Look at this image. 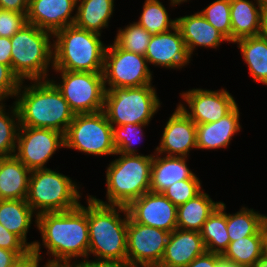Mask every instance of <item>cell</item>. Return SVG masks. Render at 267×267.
Returning a JSON list of instances; mask_svg holds the SVG:
<instances>
[{"label":"cell","mask_w":267,"mask_h":267,"mask_svg":"<svg viewBox=\"0 0 267 267\" xmlns=\"http://www.w3.org/2000/svg\"><path fill=\"white\" fill-rule=\"evenodd\" d=\"M262 7H267V0H261Z\"/></svg>","instance_id":"54"},{"label":"cell","mask_w":267,"mask_h":267,"mask_svg":"<svg viewBox=\"0 0 267 267\" xmlns=\"http://www.w3.org/2000/svg\"><path fill=\"white\" fill-rule=\"evenodd\" d=\"M137 23L149 33L159 34L176 27L177 20L169 18L166 8L159 0H146Z\"/></svg>","instance_id":"32"},{"label":"cell","mask_w":267,"mask_h":267,"mask_svg":"<svg viewBox=\"0 0 267 267\" xmlns=\"http://www.w3.org/2000/svg\"><path fill=\"white\" fill-rule=\"evenodd\" d=\"M254 81L267 86V39L261 35L235 41Z\"/></svg>","instance_id":"29"},{"label":"cell","mask_w":267,"mask_h":267,"mask_svg":"<svg viewBox=\"0 0 267 267\" xmlns=\"http://www.w3.org/2000/svg\"><path fill=\"white\" fill-rule=\"evenodd\" d=\"M240 113L236 105L227 115L217 122L197 124V148L214 150L228 147L232 136L240 132Z\"/></svg>","instance_id":"21"},{"label":"cell","mask_w":267,"mask_h":267,"mask_svg":"<svg viewBox=\"0 0 267 267\" xmlns=\"http://www.w3.org/2000/svg\"><path fill=\"white\" fill-rule=\"evenodd\" d=\"M29 0H0V9L27 14Z\"/></svg>","instance_id":"43"},{"label":"cell","mask_w":267,"mask_h":267,"mask_svg":"<svg viewBox=\"0 0 267 267\" xmlns=\"http://www.w3.org/2000/svg\"><path fill=\"white\" fill-rule=\"evenodd\" d=\"M163 156L158 153L153 154L150 178L151 192L163 193L177 181L199 179L187 166V157L165 156L164 154Z\"/></svg>","instance_id":"22"},{"label":"cell","mask_w":267,"mask_h":267,"mask_svg":"<svg viewBox=\"0 0 267 267\" xmlns=\"http://www.w3.org/2000/svg\"><path fill=\"white\" fill-rule=\"evenodd\" d=\"M191 148H197L196 124L177 106L155 151L165 156L187 157Z\"/></svg>","instance_id":"16"},{"label":"cell","mask_w":267,"mask_h":267,"mask_svg":"<svg viewBox=\"0 0 267 267\" xmlns=\"http://www.w3.org/2000/svg\"><path fill=\"white\" fill-rule=\"evenodd\" d=\"M252 267H267V260L261 257Z\"/></svg>","instance_id":"50"},{"label":"cell","mask_w":267,"mask_h":267,"mask_svg":"<svg viewBox=\"0 0 267 267\" xmlns=\"http://www.w3.org/2000/svg\"><path fill=\"white\" fill-rule=\"evenodd\" d=\"M126 208L129 217L138 224L170 233L177 229V207L163 193L146 192Z\"/></svg>","instance_id":"15"},{"label":"cell","mask_w":267,"mask_h":267,"mask_svg":"<svg viewBox=\"0 0 267 267\" xmlns=\"http://www.w3.org/2000/svg\"><path fill=\"white\" fill-rule=\"evenodd\" d=\"M31 172L15 155L0 158V200L26 199Z\"/></svg>","instance_id":"23"},{"label":"cell","mask_w":267,"mask_h":267,"mask_svg":"<svg viewBox=\"0 0 267 267\" xmlns=\"http://www.w3.org/2000/svg\"><path fill=\"white\" fill-rule=\"evenodd\" d=\"M267 223V215L242 207L235 214H227V232L230 242L255 235Z\"/></svg>","instance_id":"31"},{"label":"cell","mask_w":267,"mask_h":267,"mask_svg":"<svg viewBox=\"0 0 267 267\" xmlns=\"http://www.w3.org/2000/svg\"><path fill=\"white\" fill-rule=\"evenodd\" d=\"M201 191V182L199 179H186L177 181L168 187L163 194L176 206L183 205L188 200L194 198Z\"/></svg>","instance_id":"37"},{"label":"cell","mask_w":267,"mask_h":267,"mask_svg":"<svg viewBox=\"0 0 267 267\" xmlns=\"http://www.w3.org/2000/svg\"><path fill=\"white\" fill-rule=\"evenodd\" d=\"M219 204L220 202H214L207 193L201 191L177 207V228L200 232L209 215Z\"/></svg>","instance_id":"27"},{"label":"cell","mask_w":267,"mask_h":267,"mask_svg":"<svg viewBox=\"0 0 267 267\" xmlns=\"http://www.w3.org/2000/svg\"><path fill=\"white\" fill-rule=\"evenodd\" d=\"M225 208V203L220 202L202 226L200 235L203 239L206 252L222 255L230 243Z\"/></svg>","instance_id":"28"},{"label":"cell","mask_w":267,"mask_h":267,"mask_svg":"<svg viewBox=\"0 0 267 267\" xmlns=\"http://www.w3.org/2000/svg\"><path fill=\"white\" fill-rule=\"evenodd\" d=\"M0 248L14 251L18 256L24 255L30 248L15 234L0 224Z\"/></svg>","instance_id":"40"},{"label":"cell","mask_w":267,"mask_h":267,"mask_svg":"<svg viewBox=\"0 0 267 267\" xmlns=\"http://www.w3.org/2000/svg\"><path fill=\"white\" fill-rule=\"evenodd\" d=\"M42 245L51 254V265H75L77 257L88 258L89 232L88 207H78L61 212L42 213L35 217ZM75 262H71V259ZM71 263V264H70Z\"/></svg>","instance_id":"1"},{"label":"cell","mask_w":267,"mask_h":267,"mask_svg":"<svg viewBox=\"0 0 267 267\" xmlns=\"http://www.w3.org/2000/svg\"><path fill=\"white\" fill-rule=\"evenodd\" d=\"M183 2H187V0H170V5L176 6V5L181 4Z\"/></svg>","instance_id":"51"},{"label":"cell","mask_w":267,"mask_h":267,"mask_svg":"<svg viewBox=\"0 0 267 267\" xmlns=\"http://www.w3.org/2000/svg\"><path fill=\"white\" fill-rule=\"evenodd\" d=\"M76 8L74 25L101 35V29L108 27L113 15L114 0H77Z\"/></svg>","instance_id":"26"},{"label":"cell","mask_w":267,"mask_h":267,"mask_svg":"<svg viewBox=\"0 0 267 267\" xmlns=\"http://www.w3.org/2000/svg\"><path fill=\"white\" fill-rule=\"evenodd\" d=\"M115 155H119V158L110 162L106 171L108 202L91 197L104 205L127 207L132 201L150 191L153 155L122 153Z\"/></svg>","instance_id":"5"},{"label":"cell","mask_w":267,"mask_h":267,"mask_svg":"<svg viewBox=\"0 0 267 267\" xmlns=\"http://www.w3.org/2000/svg\"><path fill=\"white\" fill-rule=\"evenodd\" d=\"M75 7L77 0H29L27 23L55 33L74 25L76 14H71Z\"/></svg>","instance_id":"18"},{"label":"cell","mask_w":267,"mask_h":267,"mask_svg":"<svg viewBox=\"0 0 267 267\" xmlns=\"http://www.w3.org/2000/svg\"><path fill=\"white\" fill-rule=\"evenodd\" d=\"M144 56L147 63L168 69L183 68L191 58L177 26L164 33L152 34Z\"/></svg>","instance_id":"17"},{"label":"cell","mask_w":267,"mask_h":267,"mask_svg":"<svg viewBox=\"0 0 267 267\" xmlns=\"http://www.w3.org/2000/svg\"><path fill=\"white\" fill-rule=\"evenodd\" d=\"M35 244L32 249H29L24 255L19 256L11 267H39L41 257V244L34 241ZM51 264L47 262L43 267H49Z\"/></svg>","instance_id":"41"},{"label":"cell","mask_w":267,"mask_h":267,"mask_svg":"<svg viewBox=\"0 0 267 267\" xmlns=\"http://www.w3.org/2000/svg\"><path fill=\"white\" fill-rule=\"evenodd\" d=\"M96 156L115 155L112 125L105 113L75 114L64 134V148Z\"/></svg>","instance_id":"9"},{"label":"cell","mask_w":267,"mask_h":267,"mask_svg":"<svg viewBox=\"0 0 267 267\" xmlns=\"http://www.w3.org/2000/svg\"><path fill=\"white\" fill-rule=\"evenodd\" d=\"M18 257L14 251L0 248V267H11Z\"/></svg>","instance_id":"46"},{"label":"cell","mask_w":267,"mask_h":267,"mask_svg":"<svg viewBox=\"0 0 267 267\" xmlns=\"http://www.w3.org/2000/svg\"><path fill=\"white\" fill-rule=\"evenodd\" d=\"M200 13L228 42H231L230 0H216Z\"/></svg>","instance_id":"36"},{"label":"cell","mask_w":267,"mask_h":267,"mask_svg":"<svg viewBox=\"0 0 267 267\" xmlns=\"http://www.w3.org/2000/svg\"><path fill=\"white\" fill-rule=\"evenodd\" d=\"M170 232L134 222L127 226V263L131 267L160 264Z\"/></svg>","instance_id":"13"},{"label":"cell","mask_w":267,"mask_h":267,"mask_svg":"<svg viewBox=\"0 0 267 267\" xmlns=\"http://www.w3.org/2000/svg\"><path fill=\"white\" fill-rule=\"evenodd\" d=\"M60 83L50 80L61 92L74 114L95 113L104 108L105 86L102 72L55 70Z\"/></svg>","instance_id":"10"},{"label":"cell","mask_w":267,"mask_h":267,"mask_svg":"<svg viewBox=\"0 0 267 267\" xmlns=\"http://www.w3.org/2000/svg\"><path fill=\"white\" fill-rule=\"evenodd\" d=\"M60 147L64 148V134L57 130L19 127L14 155L30 171L47 169L44 165Z\"/></svg>","instance_id":"12"},{"label":"cell","mask_w":267,"mask_h":267,"mask_svg":"<svg viewBox=\"0 0 267 267\" xmlns=\"http://www.w3.org/2000/svg\"><path fill=\"white\" fill-rule=\"evenodd\" d=\"M262 258L267 260V232L265 233V238L263 241Z\"/></svg>","instance_id":"49"},{"label":"cell","mask_w":267,"mask_h":267,"mask_svg":"<svg viewBox=\"0 0 267 267\" xmlns=\"http://www.w3.org/2000/svg\"><path fill=\"white\" fill-rule=\"evenodd\" d=\"M205 252L206 248L200 232L177 228L169 234L165 252L159 265L185 267Z\"/></svg>","instance_id":"19"},{"label":"cell","mask_w":267,"mask_h":267,"mask_svg":"<svg viewBox=\"0 0 267 267\" xmlns=\"http://www.w3.org/2000/svg\"><path fill=\"white\" fill-rule=\"evenodd\" d=\"M51 37L52 32L29 23L11 37L12 71L21 82L48 80L50 64L53 67Z\"/></svg>","instance_id":"6"},{"label":"cell","mask_w":267,"mask_h":267,"mask_svg":"<svg viewBox=\"0 0 267 267\" xmlns=\"http://www.w3.org/2000/svg\"><path fill=\"white\" fill-rule=\"evenodd\" d=\"M217 267H243V266L237 265L233 261L226 259L221 255L217 260Z\"/></svg>","instance_id":"48"},{"label":"cell","mask_w":267,"mask_h":267,"mask_svg":"<svg viewBox=\"0 0 267 267\" xmlns=\"http://www.w3.org/2000/svg\"><path fill=\"white\" fill-rule=\"evenodd\" d=\"M262 37L267 39V7H263L261 15L260 33Z\"/></svg>","instance_id":"47"},{"label":"cell","mask_w":267,"mask_h":267,"mask_svg":"<svg viewBox=\"0 0 267 267\" xmlns=\"http://www.w3.org/2000/svg\"><path fill=\"white\" fill-rule=\"evenodd\" d=\"M115 42L120 48L139 55H145L150 38L152 36L144 27L137 22L127 25L124 29H119Z\"/></svg>","instance_id":"34"},{"label":"cell","mask_w":267,"mask_h":267,"mask_svg":"<svg viewBox=\"0 0 267 267\" xmlns=\"http://www.w3.org/2000/svg\"><path fill=\"white\" fill-rule=\"evenodd\" d=\"M152 85L131 88H112L105 91L104 108L112 126L149 124L161 106Z\"/></svg>","instance_id":"8"},{"label":"cell","mask_w":267,"mask_h":267,"mask_svg":"<svg viewBox=\"0 0 267 267\" xmlns=\"http://www.w3.org/2000/svg\"><path fill=\"white\" fill-rule=\"evenodd\" d=\"M23 83L14 102L20 127L47 128L65 134L75 114L57 87L49 79L31 81L30 86Z\"/></svg>","instance_id":"2"},{"label":"cell","mask_w":267,"mask_h":267,"mask_svg":"<svg viewBox=\"0 0 267 267\" xmlns=\"http://www.w3.org/2000/svg\"><path fill=\"white\" fill-rule=\"evenodd\" d=\"M34 214L26 199L0 200V224L17 235L30 249L35 242L28 243L26 239Z\"/></svg>","instance_id":"25"},{"label":"cell","mask_w":267,"mask_h":267,"mask_svg":"<svg viewBox=\"0 0 267 267\" xmlns=\"http://www.w3.org/2000/svg\"><path fill=\"white\" fill-rule=\"evenodd\" d=\"M180 95L190 111L181 102L178 106L196 125L217 122L237 105L233 96L224 88L219 91L194 88Z\"/></svg>","instance_id":"14"},{"label":"cell","mask_w":267,"mask_h":267,"mask_svg":"<svg viewBox=\"0 0 267 267\" xmlns=\"http://www.w3.org/2000/svg\"><path fill=\"white\" fill-rule=\"evenodd\" d=\"M190 57L196 47L217 48L222 41L228 40L213 27L200 12L176 18Z\"/></svg>","instance_id":"20"},{"label":"cell","mask_w":267,"mask_h":267,"mask_svg":"<svg viewBox=\"0 0 267 267\" xmlns=\"http://www.w3.org/2000/svg\"><path fill=\"white\" fill-rule=\"evenodd\" d=\"M74 265V267H131L128 263L122 262H109V261H92L85 260L80 261Z\"/></svg>","instance_id":"45"},{"label":"cell","mask_w":267,"mask_h":267,"mask_svg":"<svg viewBox=\"0 0 267 267\" xmlns=\"http://www.w3.org/2000/svg\"><path fill=\"white\" fill-rule=\"evenodd\" d=\"M256 4L249 0H230L231 42L259 35L263 7L261 0H256Z\"/></svg>","instance_id":"24"},{"label":"cell","mask_w":267,"mask_h":267,"mask_svg":"<svg viewBox=\"0 0 267 267\" xmlns=\"http://www.w3.org/2000/svg\"><path fill=\"white\" fill-rule=\"evenodd\" d=\"M100 34L70 25L53 33V69L103 72L107 46Z\"/></svg>","instance_id":"4"},{"label":"cell","mask_w":267,"mask_h":267,"mask_svg":"<svg viewBox=\"0 0 267 267\" xmlns=\"http://www.w3.org/2000/svg\"><path fill=\"white\" fill-rule=\"evenodd\" d=\"M0 63L12 68L11 38L0 37Z\"/></svg>","instance_id":"44"},{"label":"cell","mask_w":267,"mask_h":267,"mask_svg":"<svg viewBox=\"0 0 267 267\" xmlns=\"http://www.w3.org/2000/svg\"><path fill=\"white\" fill-rule=\"evenodd\" d=\"M49 267H74V265H50Z\"/></svg>","instance_id":"52"},{"label":"cell","mask_w":267,"mask_h":267,"mask_svg":"<svg viewBox=\"0 0 267 267\" xmlns=\"http://www.w3.org/2000/svg\"><path fill=\"white\" fill-rule=\"evenodd\" d=\"M102 73L105 90L152 85L145 56L126 51L115 42L106 48Z\"/></svg>","instance_id":"11"},{"label":"cell","mask_w":267,"mask_h":267,"mask_svg":"<svg viewBox=\"0 0 267 267\" xmlns=\"http://www.w3.org/2000/svg\"><path fill=\"white\" fill-rule=\"evenodd\" d=\"M27 14L0 9V37L11 38L27 23Z\"/></svg>","instance_id":"38"},{"label":"cell","mask_w":267,"mask_h":267,"mask_svg":"<svg viewBox=\"0 0 267 267\" xmlns=\"http://www.w3.org/2000/svg\"><path fill=\"white\" fill-rule=\"evenodd\" d=\"M148 124H123L121 126H112L113 145L116 148V153L122 154H138L137 150L132 147L139 143L142 138V128Z\"/></svg>","instance_id":"35"},{"label":"cell","mask_w":267,"mask_h":267,"mask_svg":"<svg viewBox=\"0 0 267 267\" xmlns=\"http://www.w3.org/2000/svg\"><path fill=\"white\" fill-rule=\"evenodd\" d=\"M220 256V254L205 252L185 267H217V260Z\"/></svg>","instance_id":"42"},{"label":"cell","mask_w":267,"mask_h":267,"mask_svg":"<svg viewBox=\"0 0 267 267\" xmlns=\"http://www.w3.org/2000/svg\"><path fill=\"white\" fill-rule=\"evenodd\" d=\"M21 81L12 68L0 63V102L10 97H16Z\"/></svg>","instance_id":"39"},{"label":"cell","mask_w":267,"mask_h":267,"mask_svg":"<svg viewBox=\"0 0 267 267\" xmlns=\"http://www.w3.org/2000/svg\"><path fill=\"white\" fill-rule=\"evenodd\" d=\"M267 223L255 234L230 242L223 257L243 267H252L261 257Z\"/></svg>","instance_id":"30"},{"label":"cell","mask_w":267,"mask_h":267,"mask_svg":"<svg viewBox=\"0 0 267 267\" xmlns=\"http://www.w3.org/2000/svg\"><path fill=\"white\" fill-rule=\"evenodd\" d=\"M13 104L9 116L5 105L0 102V158L13 156L16 151L20 122L17 106Z\"/></svg>","instance_id":"33"},{"label":"cell","mask_w":267,"mask_h":267,"mask_svg":"<svg viewBox=\"0 0 267 267\" xmlns=\"http://www.w3.org/2000/svg\"><path fill=\"white\" fill-rule=\"evenodd\" d=\"M87 203L88 256L93 254L97 257L94 261L127 263V208L98 203L91 195L87 197ZM119 212L124 213L123 219Z\"/></svg>","instance_id":"3"},{"label":"cell","mask_w":267,"mask_h":267,"mask_svg":"<svg viewBox=\"0 0 267 267\" xmlns=\"http://www.w3.org/2000/svg\"><path fill=\"white\" fill-rule=\"evenodd\" d=\"M78 186L59 171L49 168L33 170L30 175L27 203L35 215L68 211L81 203Z\"/></svg>","instance_id":"7"},{"label":"cell","mask_w":267,"mask_h":267,"mask_svg":"<svg viewBox=\"0 0 267 267\" xmlns=\"http://www.w3.org/2000/svg\"><path fill=\"white\" fill-rule=\"evenodd\" d=\"M142 267H163L159 264H155V265H145V266H142Z\"/></svg>","instance_id":"53"}]
</instances>
